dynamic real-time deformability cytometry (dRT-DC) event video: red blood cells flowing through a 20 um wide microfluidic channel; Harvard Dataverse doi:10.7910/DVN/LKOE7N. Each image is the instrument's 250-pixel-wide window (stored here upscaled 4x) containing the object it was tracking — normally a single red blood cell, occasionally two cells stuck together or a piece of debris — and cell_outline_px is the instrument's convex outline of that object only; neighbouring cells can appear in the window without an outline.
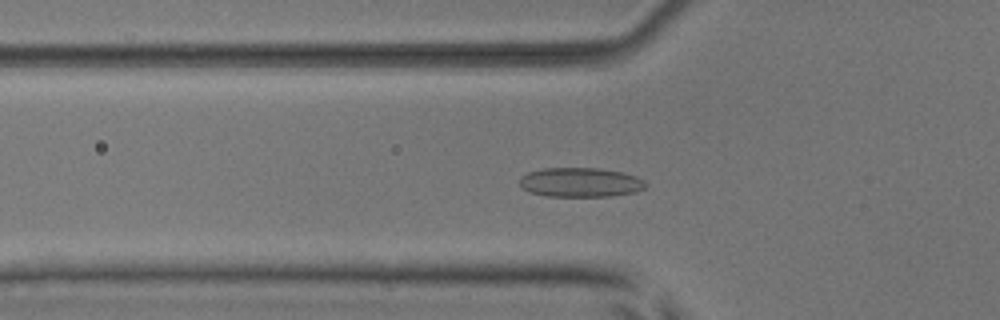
{"species": "common noctule bat (a hibernating species)", "species_latin": "Nyctalus noctula", "temperature_condition": "room temperature", "stored_images_in_passage": 54, "camera_frame_rate_fps": 3000, "um_per_image_px": 0.085, "animal": {"sex": "male", "body_mass_g": 17.9, "forearm_length_mm": 54.2}, "frame": {"image": 1, "passage_image": 19, "time_ms": 6.0, "image_size_px": [1000, 320], "cell_outline_px": [[648, 184], [644, 188], [636, 192], [612, 196], [548, 196], [528, 192], [520, 184], [520, 176], [528, 172], [544, 168], [596, 168], [624, 172], [636, 176], [644, 180]], "centroid_in_image_um": [49.36, 15.5], "position_along_channel_um": 76.4, "area_um2": 21.68}}
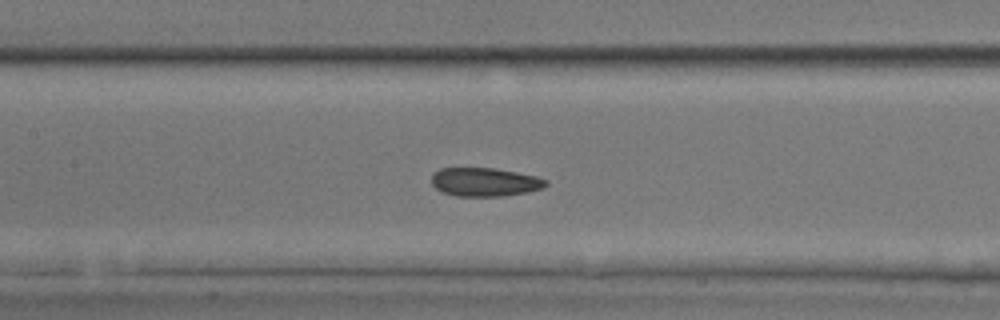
{"frame": {"image": 2, "passage_image": 26, "time_ms": 8.333, "image_size_px": [1000, 320], "cell_outline_px": [[548, 184], [544, 188], [528, 192], [504, 196], [456, 196], [440, 192], [432, 184], [432, 176], [440, 168], [492, 168], [516, 172], [536, 176], [548, 180]], "centroid_in_image_um": [41.23, 15.48], "position_along_channel_um": 166.2, "area_um2": 19.13}}
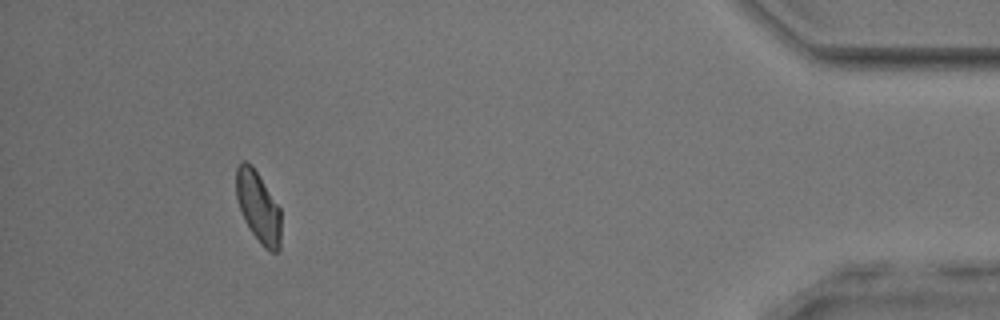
{"frame": {"image": 3, "passage_image": 50, "time_ms": 16.333, "image_size_px": [1000, 320], "cell_outline_px": [[280, 248], [276, 252], [272, 252], [264, 248], [260, 244], [248, 228], [244, 220], [236, 196], [236, 168], [244, 160], [252, 164], [280, 208]], "centroid_in_image_um": [21.94, 17.6], "position_along_channel_um": 413.3, "area_um2": 18.55}, "authors_computed_cell_mechanics": {"area_um2": 19.6231, "velocity_mm_per_s": 3.8432, "shape_relaxation_time_tau1_ms": 5.2834, "shape_relaxation_time_tau2_ms": 1.986, "deformation_change_tau1": 0.0973, "deformation_change_tau2": 0.0734}}